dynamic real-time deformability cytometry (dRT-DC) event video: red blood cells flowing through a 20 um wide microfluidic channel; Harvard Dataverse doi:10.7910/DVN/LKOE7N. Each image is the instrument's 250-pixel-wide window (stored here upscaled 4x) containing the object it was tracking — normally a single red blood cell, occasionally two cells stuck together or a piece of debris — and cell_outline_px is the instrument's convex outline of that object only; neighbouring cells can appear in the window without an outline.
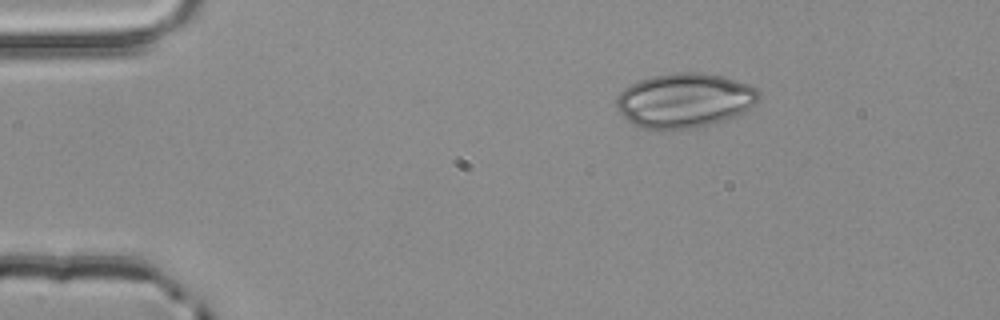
{"species": "common noctule bat (a hibernating species)", "species_latin": "Nyctalus noctula", "temperature_condition": "room temperature", "stored_images_in_passage": 3, "camera_frame_rate_fps": 3000, "um_per_image_px": 0.085, "animal": {"sex": "male", "body_mass_g": 20.4}, "frame": {"image": 1, "passage_image": 1, "time_ms": 0.0, "image_size_px": [1000, 320], "cell_outline_px": [[760, 100], [756, 104], [744, 112], [724, 120], [692, 128], [668, 132], [656, 132], [640, 128], [632, 124], [620, 112], [616, 104], [616, 100], [620, 92], [624, 88], [640, 80], [652, 76], [676, 72], [704, 72], [720, 76], [748, 84], [756, 88], [760, 92]], "centroid_in_image_um": [58.17, 8.57], "position_along_channel_um": 26.8, "area_um2": 45.84}}